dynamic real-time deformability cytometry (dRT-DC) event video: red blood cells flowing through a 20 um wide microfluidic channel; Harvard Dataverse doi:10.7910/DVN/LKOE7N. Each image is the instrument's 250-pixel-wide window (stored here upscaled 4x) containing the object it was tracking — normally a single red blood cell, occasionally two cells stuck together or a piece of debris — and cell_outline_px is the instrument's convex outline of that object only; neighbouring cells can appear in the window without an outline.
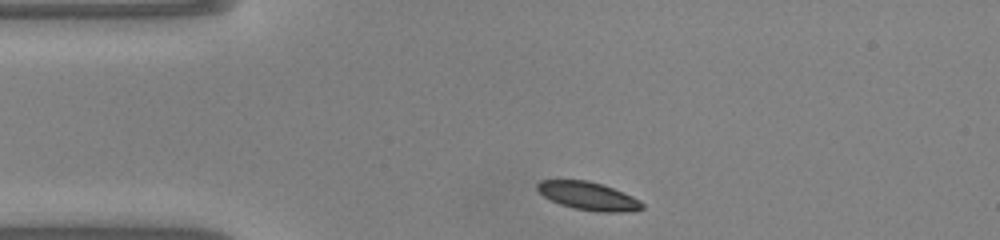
{"species": "common noctule bat (a hibernating species)", "species_latin": "Nyctalus noctula", "temperature_condition": "warm", "stored_images_in_passage": 40, "camera_frame_rate_fps": 3000, "um_per_image_px": 0.085, "animal": {"sex": "male", "body_mass_g": 20.0, "forearm_length_mm": 53.3}, "frame": {"image": 1, "passage_image": 1, "time_ms": 0.0, "image_size_px": [1000, 240], "cell_outline_px": [[644, 208], [632, 212], [596, 212], [576, 208], [560, 204], [544, 196], [536, 188], [536, 184], [540, 180], [588, 180], [612, 188], [632, 196], [640, 200], [644, 204]], "centroid_in_image_um": [50.03, 16.67], "position_along_channel_um": 35.0, "area_um2": 17.11}}
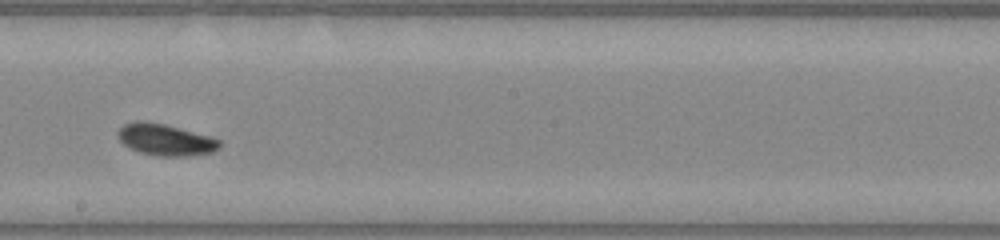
{"frame": {"image": 2, "passage_image": 18, "time_ms": 5.667, "image_size_px": [1000, 240], "cell_outline_px": [[220, 148], [212, 152], [188, 156], [156, 156], [140, 152], [124, 144], [120, 140], [116, 132], [124, 124], [136, 120], [140, 120], [164, 124], [208, 136], [220, 140]], "centroid_in_image_um": [14.04, 11.88], "position_along_channel_um": 234.2, "area_um2": 18.5}}
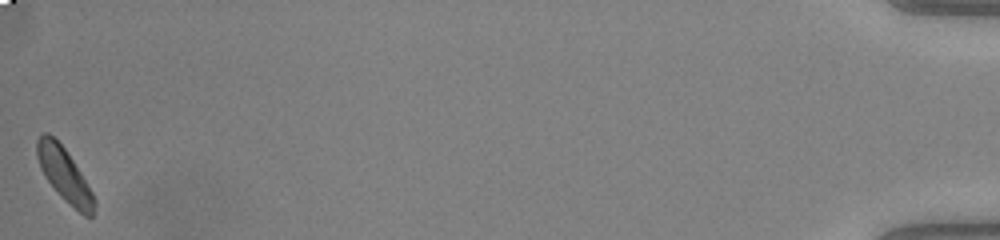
{"frame": {"image": 3, "passage_image": 40, "time_ms": 13.0, "image_size_px": [1000, 240], "cell_outline_px": [[96, 204], [92, 216], [84, 216], [64, 200], [60, 196], [44, 176], [40, 168], [36, 156], [36, 140], [44, 132], [48, 132], [64, 148], [88, 184], [96, 200]], "centroid_in_image_um": [5.46, 14.86], "position_along_channel_um": 429.7, "area_um2": 17.74}, "authors_computed_cell_mechanics": {"area_um2": 18.207, "velocity_mm_per_s": 4.0716, "shape_relaxation_time_tau1_ms": 2.355, "shape_relaxation_time_tau2_ms": 7.8016, "deformation_change_tau1": 0.1283, "deformation_change_tau2": 0.1287}}